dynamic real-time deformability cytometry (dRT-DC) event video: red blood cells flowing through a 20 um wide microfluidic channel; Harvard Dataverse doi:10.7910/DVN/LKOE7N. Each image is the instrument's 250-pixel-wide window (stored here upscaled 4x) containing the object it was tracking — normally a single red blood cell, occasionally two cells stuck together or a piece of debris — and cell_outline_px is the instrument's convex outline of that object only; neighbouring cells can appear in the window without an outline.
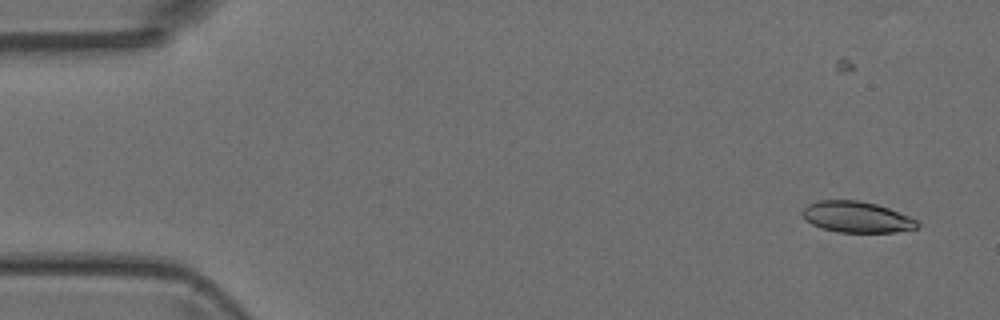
{"species": "Egyptian fruit bat (a non-hibernating species)", "species_latin": "Rousettus aegyptiacus", "temperature_condition": "room temperature", "stored_images_in_passage": 5, "camera_frame_rate_fps": 3000, "um_per_image_px": 0.085, "animal": {"sex": "female"}, "frame": {"image": 1, "passage_image": 2, "time_ms": 0.333, "image_size_px": [1000, 320], "cell_outline_px": [[920, 224], [916, 228], [896, 232], [836, 232], [812, 224], [800, 212], [808, 204], [820, 200], [860, 200], [876, 204], [888, 208], [908, 216], [916, 220]], "centroid_in_image_um": [72.82, 18.44], "position_along_channel_um": 12.2, "area_um2": 20.58}}
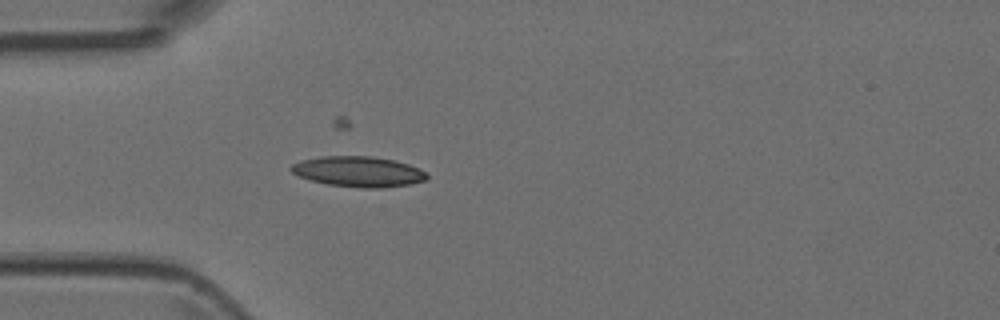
{"frame": {"image": 2, "passage_image": 5, "time_ms": 1.333, "image_size_px": [1000, 320], "cell_outline_px": [[428, 180], [408, 184], [384, 188], [360, 188], [328, 184], [312, 180], [300, 176], [292, 172], [288, 168], [292, 164], [300, 160], [320, 156], [372, 156], [396, 160], [408, 164], [424, 172], [428, 176]], "centroid_in_image_um": [30.45, 14.58], "position_along_channel_um": 54.6, "area_um2": 24.1}}